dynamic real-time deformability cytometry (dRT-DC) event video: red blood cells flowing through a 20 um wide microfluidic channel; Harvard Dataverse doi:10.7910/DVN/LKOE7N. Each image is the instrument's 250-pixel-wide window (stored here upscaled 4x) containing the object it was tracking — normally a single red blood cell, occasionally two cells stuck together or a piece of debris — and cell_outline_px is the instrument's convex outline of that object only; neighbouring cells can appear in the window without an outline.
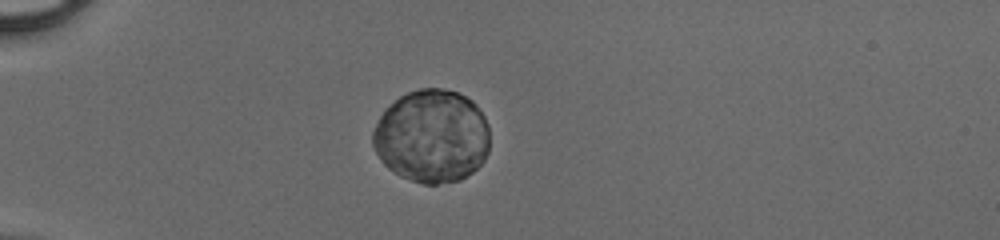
{"species": "human", "species_latin": "Homo sapiens", "temperature_condition": "cold", "stored_images_in_passage": 52, "camera_frame_rate_fps": 3000, "um_per_image_px": 0.085, "donor": {"sex": "male"}, "frame": {"image": 1, "passage_image": 17, "time_ms": 5.333, "image_size_px": [1000, 240], "cell_outline_px": [[488, 152], [484, 160], [472, 172], [460, 180], [436, 184], [424, 184], [400, 176], [388, 168], [384, 164], [376, 152], [372, 144], [372, 132], [384, 108], [400, 96], [408, 92], [420, 88], [440, 88], [456, 92], [472, 100], [476, 104], [484, 116], [488, 124]], "centroid_in_image_um": [36.69, 11.57], "position_along_channel_um": 48.3, "area_um2": 63.58}}
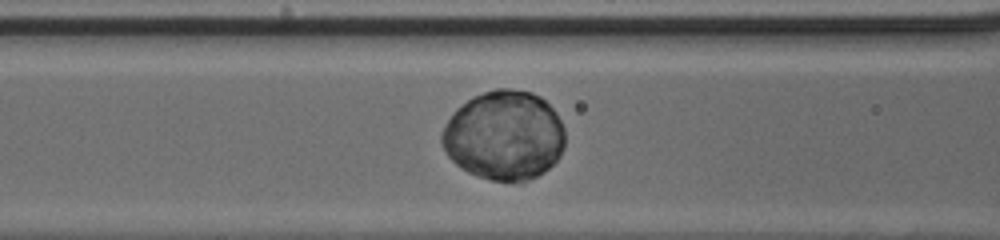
{"frame": {"image": 2, "passage_image": 25, "time_ms": 8.0, "image_size_px": [1000, 240], "cell_outline_px": [[564, 148], [560, 156], [544, 172], [536, 176], [524, 180], [492, 180], [476, 176], [460, 168], [448, 156], [440, 140], [440, 136], [452, 112], [456, 108], [472, 96], [496, 88], [508, 88], [532, 92], [540, 96], [556, 112], [564, 128]], "centroid_in_image_um": [42.84, 11.49], "position_along_channel_um": 123.8, "area_um2": 64.22}}
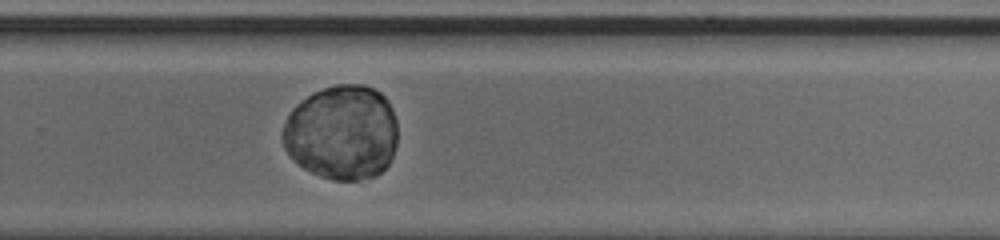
{"frame": {"image": 3, "passage_image": 38, "time_ms": 12.333, "image_size_px": [1000, 240], "cell_outline_px": [[396, 144], [392, 156], [388, 164], [376, 176], [356, 180], [332, 180], [320, 176], [304, 168], [284, 148], [284, 124], [292, 108], [296, 104], [312, 92], [336, 84], [364, 84], [380, 92], [388, 100], [392, 108], [396, 120]], "centroid_in_image_um": [29.08, 11.24], "position_along_channel_um": 300.7, "area_um2": 63.41}}